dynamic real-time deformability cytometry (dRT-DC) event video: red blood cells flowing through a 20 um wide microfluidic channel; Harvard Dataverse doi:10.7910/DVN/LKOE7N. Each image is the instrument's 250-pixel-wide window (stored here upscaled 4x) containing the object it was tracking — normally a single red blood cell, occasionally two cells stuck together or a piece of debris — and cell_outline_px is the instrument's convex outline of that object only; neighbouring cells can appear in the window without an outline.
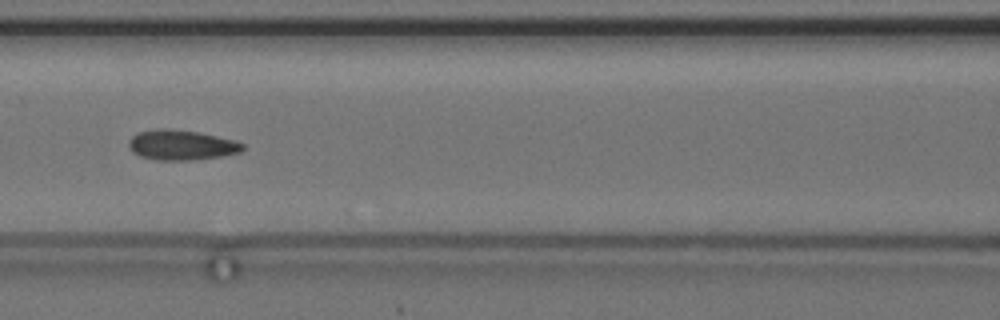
{"species": "common noctule bat (a hibernating species)", "species_latin": "Nyctalus noctula", "temperature_condition": "cold", "stored_images_in_passage": 14, "camera_frame_rate_fps": 3000, "um_per_image_px": 0.085, "animal": {"sex": "female", "body_mass_g": 24.6, "forearm_length_mm": 56.2}, "frame": {"image": 1, "passage_image": 10, "time_ms": 3.0, "image_size_px": [1000, 320], "cell_outline_px": [[244, 148], [240, 152], [220, 156], [196, 160], [156, 160], [140, 156], [132, 152], [128, 144], [128, 140], [136, 132], [160, 128], [168, 128], [196, 132], [236, 140], [244, 144]], "centroid_in_image_um": [15.39, 12.32], "position_along_channel_um": 151.2, "area_um2": 20.06}}